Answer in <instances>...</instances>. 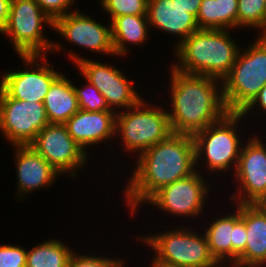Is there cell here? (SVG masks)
<instances>
[{"instance_id": "obj_1", "label": "cell", "mask_w": 266, "mask_h": 267, "mask_svg": "<svg viewBox=\"0 0 266 267\" xmlns=\"http://www.w3.org/2000/svg\"><path fill=\"white\" fill-rule=\"evenodd\" d=\"M135 163L124 189L125 205L132 215L159 189L197 170L193 137L171 133L165 140L142 152Z\"/></svg>"}, {"instance_id": "obj_2", "label": "cell", "mask_w": 266, "mask_h": 267, "mask_svg": "<svg viewBox=\"0 0 266 267\" xmlns=\"http://www.w3.org/2000/svg\"><path fill=\"white\" fill-rule=\"evenodd\" d=\"M170 69L172 108L168 117L172 133L193 136L228 113L221 80Z\"/></svg>"}, {"instance_id": "obj_3", "label": "cell", "mask_w": 266, "mask_h": 267, "mask_svg": "<svg viewBox=\"0 0 266 267\" xmlns=\"http://www.w3.org/2000/svg\"><path fill=\"white\" fill-rule=\"evenodd\" d=\"M231 30L199 29L175 44L176 70L219 80L230 72L235 64L240 46L235 42Z\"/></svg>"}, {"instance_id": "obj_4", "label": "cell", "mask_w": 266, "mask_h": 267, "mask_svg": "<svg viewBox=\"0 0 266 267\" xmlns=\"http://www.w3.org/2000/svg\"><path fill=\"white\" fill-rule=\"evenodd\" d=\"M241 49L232 69L221 81L228 112L241 113L266 84V42L259 36Z\"/></svg>"}, {"instance_id": "obj_5", "label": "cell", "mask_w": 266, "mask_h": 267, "mask_svg": "<svg viewBox=\"0 0 266 267\" xmlns=\"http://www.w3.org/2000/svg\"><path fill=\"white\" fill-rule=\"evenodd\" d=\"M191 229L182 226L162 233L141 236L137 241L147 244L145 246L154 251L151 263L179 267H221L210 254L205 234Z\"/></svg>"}, {"instance_id": "obj_6", "label": "cell", "mask_w": 266, "mask_h": 267, "mask_svg": "<svg viewBox=\"0 0 266 267\" xmlns=\"http://www.w3.org/2000/svg\"><path fill=\"white\" fill-rule=\"evenodd\" d=\"M243 119L241 113L228 112L219 121L192 136L196 168H199V162L206 160L207 171L211 173L224 171L225 174L229 169L235 171L243 145L239 131H236Z\"/></svg>"}, {"instance_id": "obj_7", "label": "cell", "mask_w": 266, "mask_h": 267, "mask_svg": "<svg viewBox=\"0 0 266 267\" xmlns=\"http://www.w3.org/2000/svg\"><path fill=\"white\" fill-rule=\"evenodd\" d=\"M43 25L53 30L54 21L36 0H11L8 20L1 33L10 38L18 55H48L50 50L63 52L61 44L46 37Z\"/></svg>"}, {"instance_id": "obj_8", "label": "cell", "mask_w": 266, "mask_h": 267, "mask_svg": "<svg viewBox=\"0 0 266 267\" xmlns=\"http://www.w3.org/2000/svg\"><path fill=\"white\" fill-rule=\"evenodd\" d=\"M171 133L168 110L161 105H150L144 98L132 108L116 114L115 135L121 136L125 151L136 156L165 140Z\"/></svg>"}, {"instance_id": "obj_9", "label": "cell", "mask_w": 266, "mask_h": 267, "mask_svg": "<svg viewBox=\"0 0 266 267\" xmlns=\"http://www.w3.org/2000/svg\"><path fill=\"white\" fill-rule=\"evenodd\" d=\"M70 59L78 68L85 80H88L104 96L109 108L120 112L137 105L141 100L140 94L134 88V81L127 79L126 73L114 65L100 63L92 59L77 55L76 52L68 53ZM118 108V109H117ZM119 110V111H118Z\"/></svg>"}, {"instance_id": "obj_10", "label": "cell", "mask_w": 266, "mask_h": 267, "mask_svg": "<svg viewBox=\"0 0 266 267\" xmlns=\"http://www.w3.org/2000/svg\"><path fill=\"white\" fill-rule=\"evenodd\" d=\"M48 124L43 102L16 100L0 87V131L12 146L30 145Z\"/></svg>"}, {"instance_id": "obj_11", "label": "cell", "mask_w": 266, "mask_h": 267, "mask_svg": "<svg viewBox=\"0 0 266 267\" xmlns=\"http://www.w3.org/2000/svg\"><path fill=\"white\" fill-rule=\"evenodd\" d=\"M196 170L188 177L174 181L154 193L146 202L157 207L162 212L176 217H191L196 220L200 213L203 215L206 199L208 198L209 183L205 176ZM204 177V178H203Z\"/></svg>"}, {"instance_id": "obj_12", "label": "cell", "mask_w": 266, "mask_h": 267, "mask_svg": "<svg viewBox=\"0 0 266 267\" xmlns=\"http://www.w3.org/2000/svg\"><path fill=\"white\" fill-rule=\"evenodd\" d=\"M18 57L23 60L25 67L20 71L3 73L0 87L16 100L43 102L52 83L62 73L57 72V69L54 70L53 65L49 67L47 55H19Z\"/></svg>"}, {"instance_id": "obj_13", "label": "cell", "mask_w": 266, "mask_h": 267, "mask_svg": "<svg viewBox=\"0 0 266 267\" xmlns=\"http://www.w3.org/2000/svg\"><path fill=\"white\" fill-rule=\"evenodd\" d=\"M249 138L242 145L236 169L232 172L235 181L239 183V188H236L239 190L230 195L229 199L238 204L266 201V146L259 135Z\"/></svg>"}, {"instance_id": "obj_14", "label": "cell", "mask_w": 266, "mask_h": 267, "mask_svg": "<svg viewBox=\"0 0 266 267\" xmlns=\"http://www.w3.org/2000/svg\"><path fill=\"white\" fill-rule=\"evenodd\" d=\"M30 146L61 175L67 173L72 179L87 165L89 158L70 136L65 124L49 123L37 134Z\"/></svg>"}, {"instance_id": "obj_15", "label": "cell", "mask_w": 266, "mask_h": 267, "mask_svg": "<svg viewBox=\"0 0 266 267\" xmlns=\"http://www.w3.org/2000/svg\"><path fill=\"white\" fill-rule=\"evenodd\" d=\"M53 30L75 46L100 55L116 56L112 42L111 23L105 26L78 9L74 8L73 12L57 18L54 21Z\"/></svg>"}, {"instance_id": "obj_16", "label": "cell", "mask_w": 266, "mask_h": 267, "mask_svg": "<svg viewBox=\"0 0 266 267\" xmlns=\"http://www.w3.org/2000/svg\"><path fill=\"white\" fill-rule=\"evenodd\" d=\"M202 0H148L149 28L175 34L177 45L199 30L197 15ZM180 37V38H179Z\"/></svg>"}, {"instance_id": "obj_17", "label": "cell", "mask_w": 266, "mask_h": 267, "mask_svg": "<svg viewBox=\"0 0 266 267\" xmlns=\"http://www.w3.org/2000/svg\"><path fill=\"white\" fill-rule=\"evenodd\" d=\"M17 195L21 201L26 194L33 193L41 188H48L58 176H62L30 145L15 146ZM46 186V187H45Z\"/></svg>"}, {"instance_id": "obj_18", "label": "cell", "mask_w": 266, "mask_h": 267, "mask_svg": "<svg viewBox=\"0 0 266 267\" xmlns=\"http://www.w3.org/2000/svg\"><path fill=\"white\" fill-rule=\"evenodd\" d=\"M116 114L115 111L79 110L64 124L73 140L85 153H89V149H86L88 146L96 147V144L107 143L106 140L111 141L116 137Z\"/></svg>"}, {"instance_id": "obj_19", "label": "cell", "mask_w": 266, "mask_h": 267, "mask_svg": "<svg viewBox=\"0 0 266 267\" xmlns=\"http://www.w3.org/2000/svg\"><path fill=\"white\" fill-rule=\"evenodd\" d=\"M247 242L233 267L266 266V212L258 204H241Z\"/></svg>"}, {"instance_id": "obj_20", "label": "cell", "mask_w": 266, "mask_h": 267, "mask_svg": "<svg viewBox=\"0 0 266 267\" xmlns=\"http://www.w3.org/2000/svg\"><path fill=\"white\" fill-rule=\"evenodd\" d=\"M235 212L228 213L227 215L212 219L208 225L204 228L210 254L215 261L223 267L226 265L224 262L232 265V243L234 242V225L241 219V204L236 205ZM229 261V262H228Z\"/></svg>"}, {"instance_id": "obj_21", "label": "cell", "mask_w": 266, "mask_h": 267, "mask_svg": "<svg viewBox=\"0 0 266 267\" xmlns=\"http://www.w3.org/2000/svg\"><path fill=\"white\" fill-rule=\"evenodd\" d=\"M43 104L49 123L64 124L80 110L73 82L63 74L52 83Z\"/></svg>"}, {"instance_id": "obj_22", "label": "cell", "mask_w": 266, "mask_h": 267, "mask_svg": "<svg viewBox=\"0 0 266 267\" xmlns=\"http://www.w3.org/2000/svg\"><path fill=\"white\" fill-rule=\"evenodd\" d=\"M148 30L150 28L147 15H126L114 18L111 21V33L116 57L128 55L129 44L144 45L148 40V32H151Z\"/></svg>"}, {"instance_id": "obj_23", "label": "cell", "mask_w": 266, "mask_h": 267, "mask_svg": "<svg viewBox=\"0 0 266 267\" xmlns=\"http://www.w3.org/2000/svg\"><path fill=\"white\" fill-rule=\"evenodd\" d=\"M59 239H47L27 250L26 267H68L74 253Z\"/></svg>"}, {"instance_id": "obj_24", "label": "cell", "mask_w": 266, "mask_h": 267, "mask_svg": "<svg viewBox=\"0 0 266 267\" xmlns=\"http://www.w3.org/2000/svg\"><path fill=\"white\" fill-rule=\"evenodd\" d=\"M265 26L266 0H238V28L260 29V33Z\"/></svg>"}, {"instance_id": "obj_25", "label": "cell", "mask_w": 266, "mask_h": 267, "mask_svg": "<svg viewBox=\"0 0 266 267\" xmlns=\"http://www.w3.org/2000/svg\"><path fill=\"white\" fill-rule=\"evenodd\" d=\"M102 9L112 21L126 15H147L148 0H100Z\"/></svg>"}, {"instance_id": "obj_26", "label": "cell", "mask_w": 266, "mask_h": 267, "mask_svg": "<svg viewBox=\"0 0 266 267\" xmlns=\"http://www.w3.org/2000/svg\"><path fill=\"white\" fill-rule=\"evenodd\" d=\"M87 84L84 87H77L73 82V87L78 99L79 109L89 112L98 111H113L109 108L106 99L99 92L98 88L95 87L88 80L85 81Z\"/></svg>"}, {"instance_id": "obj_27", "label": "cell", "mask_w": 266, "mask_h": 267, "mask_svg": "<svg viewBox=\"0 0 266 267\" xmlns=\"http://www.w3.org/2000/svg\"><path fill=\"white\" fill-rule=\"evenodd\" d=\"M125 262L121 258H109L99 255L73 253L68 267H124Z\"/></svg>"}, {"instance_id": "obj_28", "label": "cell", "mask_w": 266, "mask_h": 267, "mask_svg": "<svg viewBox=\"0 0 266 267\" xmlns=\"http://www.w3.org/2000/svg\"><path fill=\"white\" fill-rule=\"evenodd\" d=\"M196 20L200 29H219L218 0H202Z\"/></svg>"}, {"instance_id": "obj_29", "label": "cell", "mask_w": 266, "mask_h": 267, "mask_svg": "<svg viewBox=\"0 0 266 267\" xmlns=\"http://www.w3.org/2000/svg\"><path fill=\"white\" fill-rule=\"evenodd\" d=\"M27 250L22 246L0 245V267H26Z\"/></svg>"}, {"instance_id": "obj_30", "label": "cell", "mask_w": 266, "mask_h": 267, "mask_svg": "<svg viewBox=\"0 0 266 267\" xmlns=\"http://www.w3.org/2000/svg\"><path fill=\"white\" fill-rule=\"evenodd\" d=\"M219 29L238 28V0H218Z\"/></svg>"}, {"instance_id": "obj_31", "label": "cell", "mask_w": 266, "mask_h": 267, "mask_svg": "<svg viewBox=\"0 0 266 267\" xmlns=\"http://www.w3.org/2000/svg\"><path fill=\"white\" fill-rule=\"evenodd\" d=\"M41 9L53 20L64 16L69 12H73L76 0H36Z\"/></svg>"}, {"instance_id": "obj_32", "label": "cell", "mask_w": 266, "mask_h": 267, "mask_svg": "<svg viewBox=\"0 0 266 267\" xmlns=\"http://www.w3.org/2000/svg\"><path fill=\"white\" fill-rule=\"evenodd\" d=\"M247 232L245 229V222L240 219L234 225V242L232 243V266L233 267L237 261L238 256L245 250V245L247 242Z\"/></svg>"}, {"instance_id": "obj_33", "label": "cell", "mask_w": 266, "mask_h": 267, "mask_svg": "<svg viewBox=\"0 0 266 267\" xmlns=\"http://www.w3.org/2000/svg\"><path fill=\"white\" fill-rule=\"evenodd\" d=\"M255 107H259L261 110L260 113L266 114V84L262 87L259 94L252 100V102L241 112L243 117L247 118L250 111L255 110Z\"/></svg>"}, {"instance_id": "obj_34", "label": "cell", "mask_w": 266, "mask_h": 267, "mask_svg": "<svg viewBox=\"0 0 266 267\" xmlns=\"http://www.w3.org/2000/svg\"><path fill=\"white\" fill-rule=\"evenodd\" d=\"M11 0H0V33L6 26L9 11H10Z\"/></svg>"}, {"instance_id": "obj_35", "label": "cell", "mask_w": 266, "mask_h": 267, "mask_svg": "<svg viewBox=\"0 0 266 267\" xmlns=\"http://www.w3.org/2000/svg\"><path fill=\"white\" fill-rule=\"evenodd\" d=\"M150 265H152L151 267H179V266H172V265L165 264V263H151Z\"/></svg>"}, {"instance_id": "obj_36", "label": "cell", "mask_w": 266, "mask_h": 267, "mask_svg": "<svg viewBox=\"0 0 266 267\" xmlns=\"http://www.w3.org/2000/svg\"><path fill=\"white\" fill-rule=\"evenodd\" d=\"M259 36L264 40V42H266V26L261 31V33L259 34Z\"/></svg>"}, {"instance_id": "obj_37", "label": "cell", "mask_w": 266, "mask_h": 267, "mask_svg": "<svg viewBox=\"0 0 266 267\" xmlns=\"http://www.w3.org/2000/svg\"><path fill=\"white\" fill-rule=\"evenodd\" d=\"M266 212V201L258 204Z\"/></svg>"}]
</instances>
